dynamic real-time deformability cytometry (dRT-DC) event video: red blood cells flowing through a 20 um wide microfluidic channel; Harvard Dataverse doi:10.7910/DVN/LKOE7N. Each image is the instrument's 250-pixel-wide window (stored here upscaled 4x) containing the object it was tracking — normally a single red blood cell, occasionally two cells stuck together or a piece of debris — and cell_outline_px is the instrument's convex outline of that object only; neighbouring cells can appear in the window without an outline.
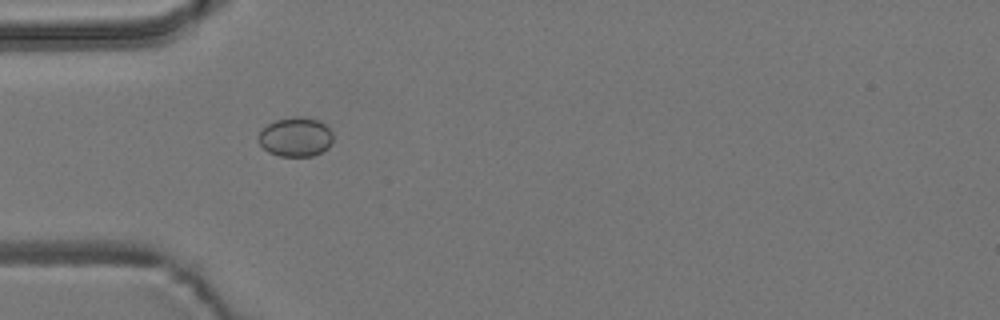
{"species": "common noctule bat (a hibernating species)", "species_latin": "Nyctalus noctula", "temperature_condition": "room temperature", "stored_images_in_passage": 2, "camera_frame_rate_fps": 3000, "um_per_image_px": 0.085, "animal": {"sex": "male", "body_mass_g": 19.2, "forearm_length_mm": 51.8}, "frame": {"image": 1, "passage_image": 1, "time_ms": 0.0, "image_size_px": [1000, 320], "cell_outline_px": [[332, 144], [328, 148], [312, 156], [280, 156], [268, 152], [260, 144], [256, 136], [268, 124], [276, 120], [292, 116], [300, 116], [320, 120], [332, 132]], "centroid_in_image_um": [25.12, 11.63], "position_along_channel_um": 59.9, "area_um2": 17.17}}
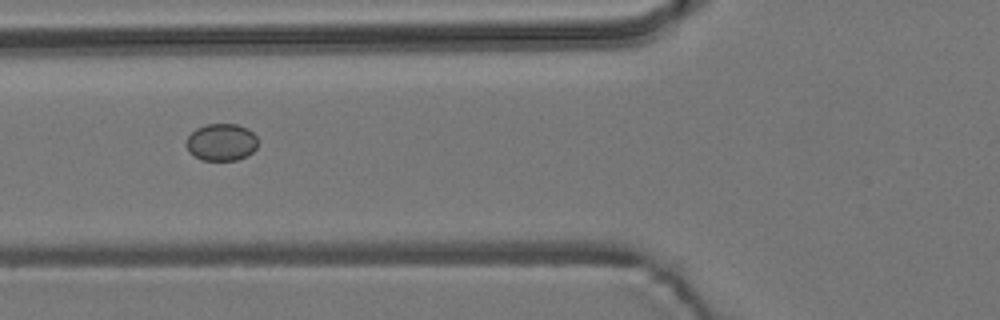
{"frame": {"image": 2, "passage_image": 2, "time_ms": 1.333, "image_size_px": [1000, 320], "cell_outline_px": [[256, 148], [248, 156], [236, 160], [200, 160], [188, 152], [184, 144], [188, 136], [196, 128], [208, 124], [236, 124], [248, 128], [256, 136]], "centroid_in_image_um": [18.78, 12.09], "position_along_channel_um": 107.0, "area_um2": 15.66}}